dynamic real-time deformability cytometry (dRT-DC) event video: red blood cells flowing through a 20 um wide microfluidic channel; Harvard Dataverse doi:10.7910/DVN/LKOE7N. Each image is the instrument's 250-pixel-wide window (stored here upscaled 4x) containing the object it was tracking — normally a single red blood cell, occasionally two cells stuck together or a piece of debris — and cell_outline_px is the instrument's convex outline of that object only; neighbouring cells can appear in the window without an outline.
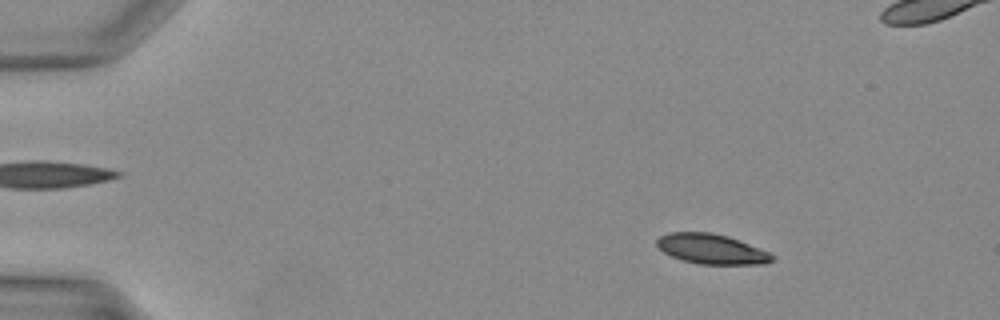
{"species": "Egyptian fruit bat (a non-hibernating species)", "species_latin": "Rousettus aegyptiacus", "temperature_condition": "warm", "stored_images_in_passage": 37, "segment_of_instrument_passage": [1, 2], "camera_frame_rate_fps": 3000, "um_per_image_px": 0.085, "animal": {"sex": "female"}, "frame": {"image": 1, "passage_image": 3, "time_ms": 0.667, "image_size_px": [1000, 320], "cell_outline_px": [[776, 256], [772, 260], [764, 264], [700, 264], [684, 260], [672, 256], [664, 252], [656, 244], [656, 240], [660, 236], [668, 232], [712, 232], [728, 236], [768, 252]], "centroid_in_image_um": [60.46, 21.16], "position_along_channel_um": 24.5, "area_um2": 19.94}}
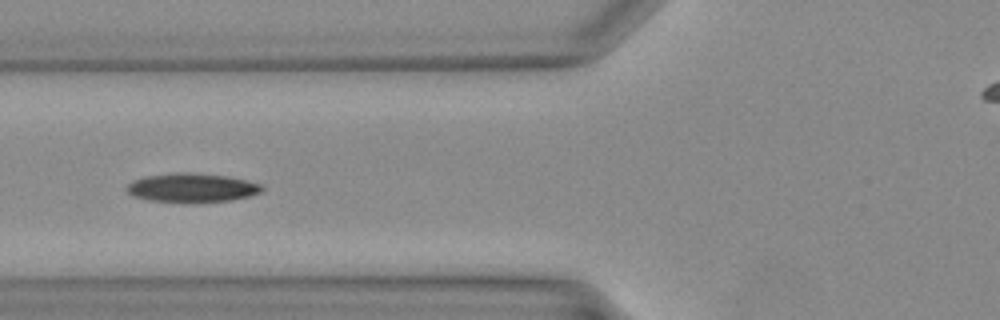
{"frame": {"image": 2, "passage_image": 13, "time_ms": 4.0, "image_size_px": [1000, 320], "cell_outline_px": [[264, 188], [260, 192], [248, 196], [228, 200], [152, 200], [132, 196], [124, 188], [132, 180], [144, 176], [176, 172], [192, 172], [228, 176], [260, 184]], "centroid_in_image_um": [16.26, 15.9], "position_along_channel_um": 109.5, "area_um2": 22.02}}
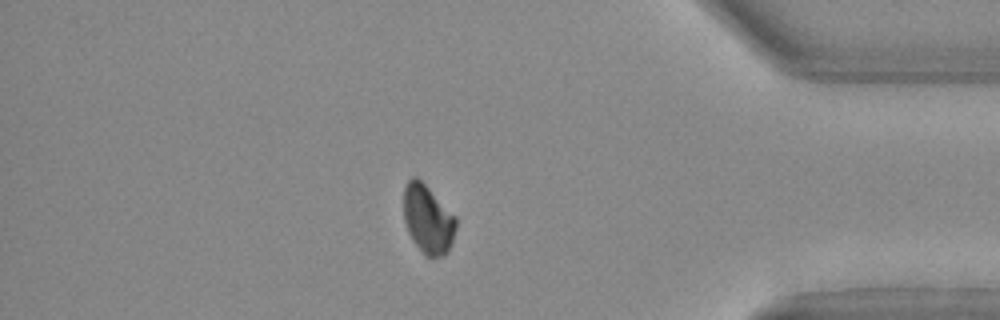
{"frame": {"image": 3, "passage_image": 31, "time_ms": 10.0, "image_size_px": [1000, 320], "cell_outline_px": [[456, 228], [452, 244], [448, 252], [444, 256], [432, 260], [424, 256], [412, 240], [408, 232], [404, 220], [404, 188], [408, 180], [412, 176], [416, 176], [456, 216]], "centroid_in_image_um": [36.38, 18.7], "position_along_channel_um": 398.8, "area_um2": 21.27}}